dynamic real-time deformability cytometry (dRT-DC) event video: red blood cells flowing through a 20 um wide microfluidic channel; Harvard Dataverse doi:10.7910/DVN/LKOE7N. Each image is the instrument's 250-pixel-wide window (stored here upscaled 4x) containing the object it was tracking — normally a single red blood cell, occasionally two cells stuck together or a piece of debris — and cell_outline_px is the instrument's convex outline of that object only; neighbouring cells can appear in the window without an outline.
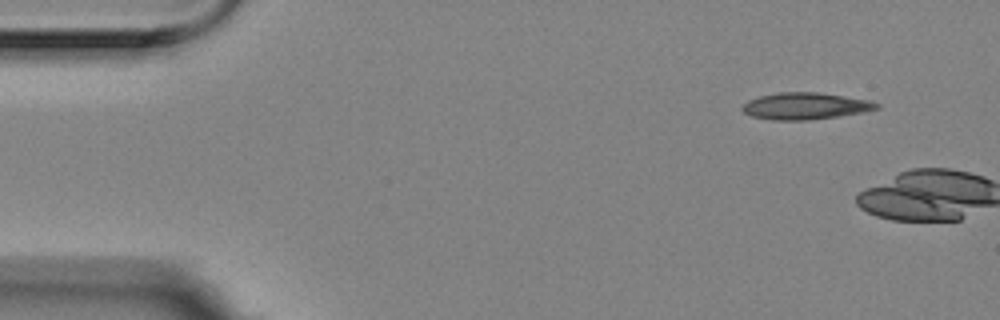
{"species": "Egyptian fruit bat (a non-hibernating species)", "species_latin": "Rousettus aegyptiacus", "temperature_condition": "room temperature", "stored_images_in_passage": 2, "camera_frame_rate_fps": 3000, "um_per_image_px": 0.085, "animal": {"sex": "female"}, "frame": {"image": 1, "passage_image": 1, "time_ms": 0.0, "image_size_px": [1000, 320], "cell_outline_px": [[880, 108], [860, 112], [836, 116], [808, 120], [772, 120], [752, 116], [744, 112], [740, 108], [748, 100], [760, 96], [780, 92], [816, 92], [868, 100], [880, 104]], "centroid_in_image_um": [68.41, 9.01], "position_along_channel_um": 16.6, "area_um2": 20.63}}